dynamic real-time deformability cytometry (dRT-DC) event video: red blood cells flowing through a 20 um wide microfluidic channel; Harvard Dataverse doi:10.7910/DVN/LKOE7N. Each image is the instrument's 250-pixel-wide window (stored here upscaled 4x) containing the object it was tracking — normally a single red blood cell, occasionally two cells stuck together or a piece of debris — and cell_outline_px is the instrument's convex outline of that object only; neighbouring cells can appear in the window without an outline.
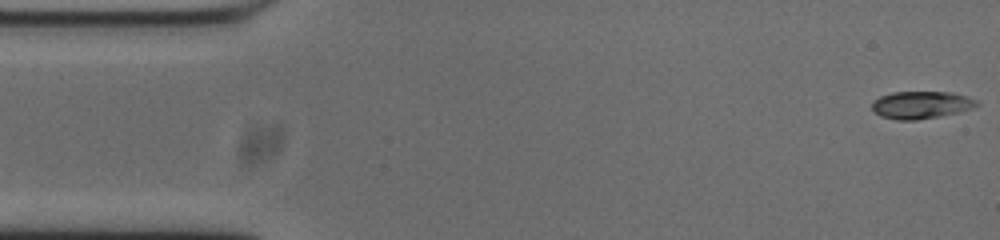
{"species": "common noctule bat (a hibernating species)", "species_latin": "Nyctalus noctula", "temperature_condition": "cold", "stored_images_in_passage": 53, "camera_frame_rate_fps": 3000, "um_per_image_px": 0.085, "animal": {"sex": "male", "body_mass_g": 20.0, "forearm_length_mm": 53.3}, "frame": {"image": 1, "passage_image": 1, "time_ms": 0.0, "image_size_px": [1000, 240], "cell_outline_px": [[980, 104], [972, 108], [960, 112], [940, 116], [916, 120], [896, 120], [880, 116], [872, 108], [872, 100], [880, 96], [892, 92], [952, 92], [968, 96], [976, 100]], "centroid_in_image_um": [78.3, 8.91], "position_along_channel_um": 6.7, "area_um2": 16.88}}
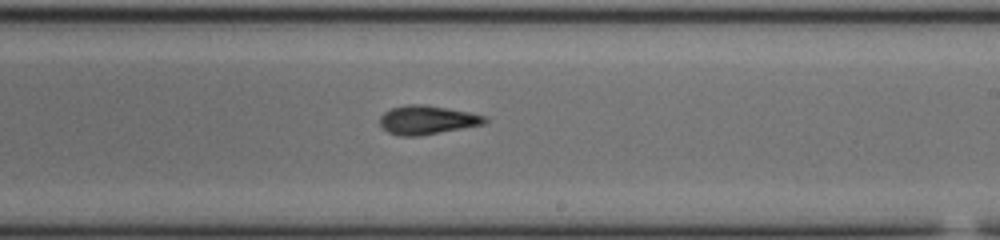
{"frame": {"image": 2, "passage_image": 30, "time_ms": 9.667, "image_size_px": [1000, 240], "cell_outline_px": [[488, 120], [484, 124], [416, 136], [400, 136], [388, 132], [380, 124], [380, 116], [384, 112], [392, 108], [408, 104], [424, 104], [448, 108], [488, 116]], "centroid_in_image_um": [36.31, 10.18], "position_along_channel_um": 252.7, "area_um2": 17.46}}
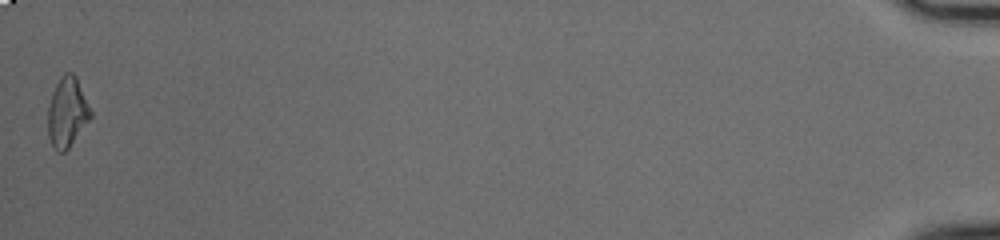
{"frame": {"image": 3, "passage_image": 53, "time_ms": 17.333, "image_size_px": [1000, 240], "cell_outline_px": [[92, 116], [68, 148], [64, 152], [56, 152], [48, 136], [48, 108], [52, 92], [60, 76], [64, 72], [72, 72], [76, 76], [92, 112]], "centroid_in_image_um": [5.7, 9.52], "position_along_channel_um": 429.5, "area_um2": 17.28}, "authors_computed_cell_mechanics": {"area_um2": 17.2822, "velocity_mm_per_s": 3.7391, "shape_relaxation_time_tau1_ms": 5.983, "shape_relaxation_time_tau2_ms": 3.0349, "deformation_change_tau1": 0.1943, "deformation_change_tau2": 0.0991}}